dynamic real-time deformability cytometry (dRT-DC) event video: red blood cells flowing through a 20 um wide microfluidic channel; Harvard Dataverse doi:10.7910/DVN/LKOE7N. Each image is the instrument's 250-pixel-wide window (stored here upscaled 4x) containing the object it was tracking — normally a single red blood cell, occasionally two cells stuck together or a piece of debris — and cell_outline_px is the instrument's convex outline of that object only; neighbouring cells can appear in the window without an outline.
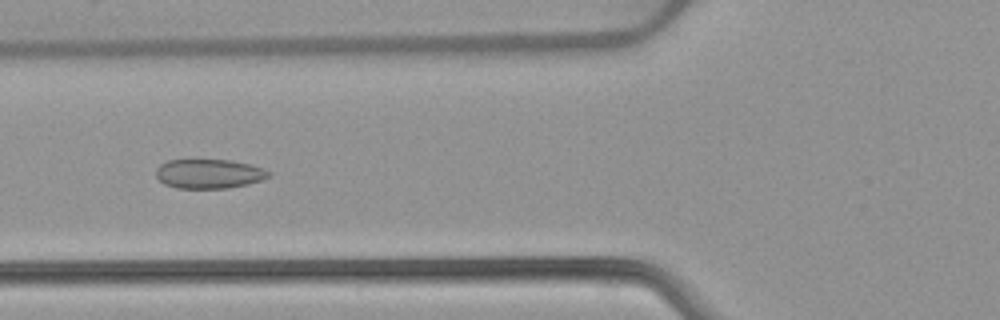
{"species": "common noctule bat (a hibernating species)", "species_latin": "Nyctalus noctula", "temperature_condition": "warm", "stored_images_in_passage": 50, "camera_frame_rate_fps": 3000, "um_per_image_px": 0.085, "animal": {"sex": "female", "body_mass_g": 22.7, "forearm_length_mm": 54.2}, "frame": {"image": 1, "passage_image": 18, "time_ms": 5.667, "image_size_px": [1000, 320], "cell_outline_px": [[272, 176], [248, 184], [228, 188], [176, 188], [164, 184], [156, 176], [156, 168], [160, 164], [168, 160], [228, 160], [252, 164], [272, 172]], "centroid_in_image_um": [17.78, 14.77], "position_along_channel_um": 108.0, "area_um2": 19.36}}
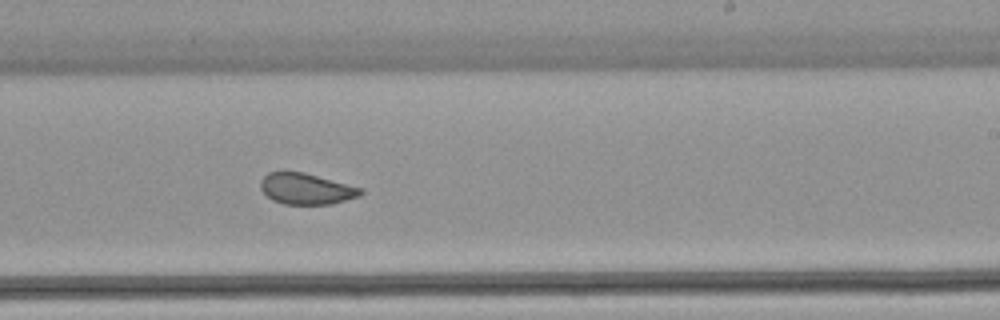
{"frame": {"image": 2, "passage_image": 30, "time_ms": 9.667, "image_size_px": [1000, 320], "cell_outline_px": [[364, 192], [360, 196], [332, 204], [284, 204], [272, 200], [260, 188], [260, 180], [268, 172], [304, 172], [364, 188]], "centroid_in_image_um": [26.06, 16.05], "position_along_channel_um": 262.9, "area_um2": 18.21}}
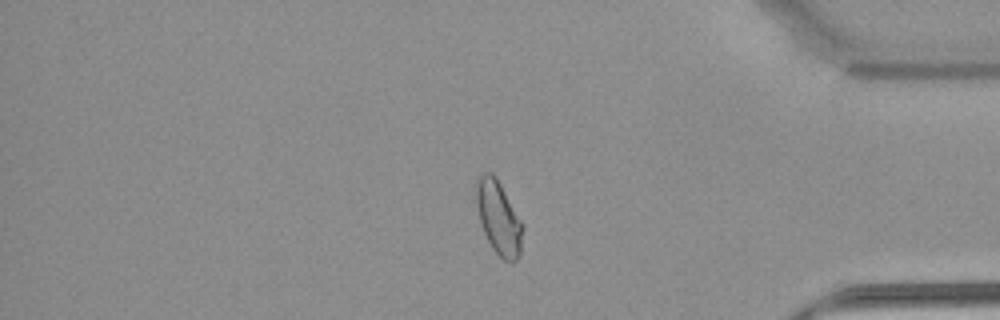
{"frame": {"image": 3, "passage_image": 42, "time_ms": 13.667, "image_size_px": [1000, 320], "cell_outline_px": [[524, 228], [520, 252], [516, 260], [512, 264], [504, 260], [492, 248], [480, 224], [472, 188], [476, 176], [480, 172], [492, 172], [496, 176], [524, 224]], "centroid_in_image_um": [42.34, 18.42], "position_along_channel_um": 392.9, "area_um2": 20.75}, "authors_computed_cell_mechanics": {"area_um2": 20.23, "velocity_mm_per_s": 3.8792, "shape_relaxation_time_tau1_ms": 8.5711, "shape_relaxation_time_tau2_ms": 1.1019, "deformation_change_tau1": 0.1384, "deformation_change_tau2": 0.0605}}